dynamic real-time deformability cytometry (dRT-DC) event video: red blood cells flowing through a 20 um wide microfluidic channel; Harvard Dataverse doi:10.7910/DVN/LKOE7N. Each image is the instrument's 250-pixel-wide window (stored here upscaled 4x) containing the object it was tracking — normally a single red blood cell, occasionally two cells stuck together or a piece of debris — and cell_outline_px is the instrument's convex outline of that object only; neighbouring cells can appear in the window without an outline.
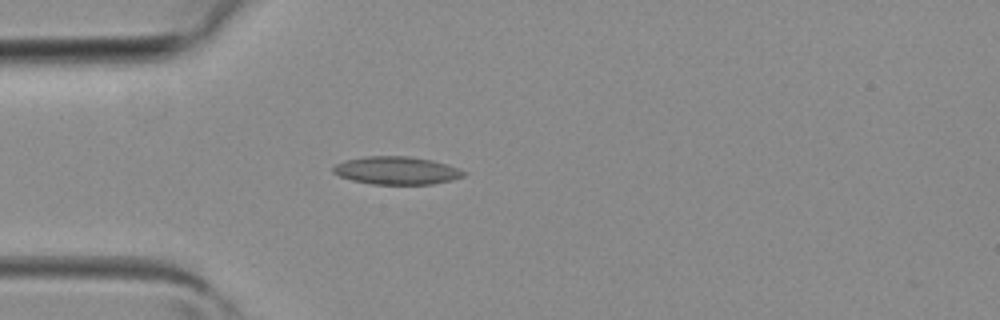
{"species": "common noctule bat (a hibernating species)", "species_latin": "Nyctalus noctula", "temperature_condition": "room temperature", "stored_images_in_passage": 3, "camera_frame_rate_fps": 3000, "um_per_image_px": 0.085, "animal": {"sex": "female", "body_mass_g": 19.3, "forearm_length_mm": 54.1}, "frame": {"image": 1, "passage_image": 3, "time_ms": 0.667, "image_size_px": [1000, 320], "cell_outline_px": [[468, 172], [464, 176], [452, 180], [432, 184], [372, 184], [352, 180], [340, 176], [332, 172], [332, 168], [336, 164], [344, 160], [364, 156], [408, 156], [432, 160]], "centroid_in_image_um": [33.68, 14.49], "position_along_channel_um": 51.3, "area_um2": 21.15}}